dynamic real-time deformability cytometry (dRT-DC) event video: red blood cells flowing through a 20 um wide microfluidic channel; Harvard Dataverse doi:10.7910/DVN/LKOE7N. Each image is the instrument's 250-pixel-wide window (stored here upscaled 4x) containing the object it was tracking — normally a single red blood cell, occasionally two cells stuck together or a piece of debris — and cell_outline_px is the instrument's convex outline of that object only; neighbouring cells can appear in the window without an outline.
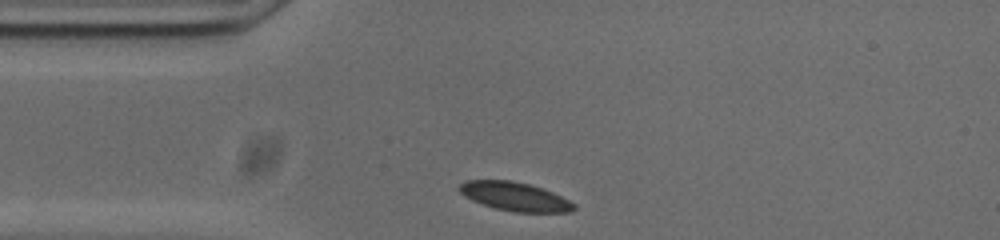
{"species": "common noctule bat (a hibernating species)", "species_latin": "Nyctalus noctula", "temperature_condition": "cold", "stored_images_in_passage": 31, "camera_frame_rate_fps": 3000, "um_per_image_px": 0.085, "animal": {"sex": "male", "body_mass_g": 20.0, "forearm_length_mm": 53.3}, "frame": {"image": 1, "passage_image": 1, "time_ms": 0.0, "image_size_px": [1000, 240], "cell_outline_px": [[576, 208], [572, 212], [512, 212], [496, 208], [472, 200], [464, 196], [456, 188], [464, 180], [512, 180], [528, 184], [552, 192], [576, 204]], "centroid_in_image_um": [43.74, 16.7], "position_along_channel_um": 41.3, "area_um2": 19.13}}
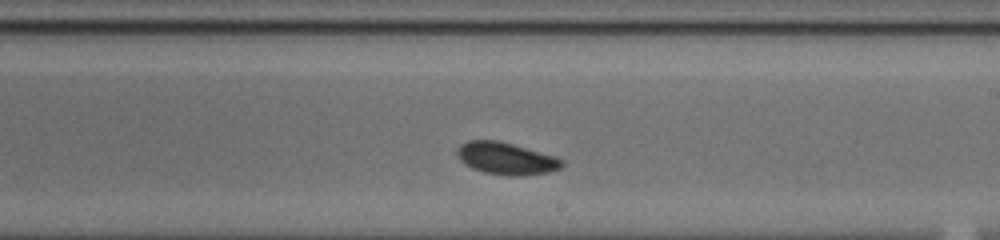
{"frame": {"image": 2, "passage_image": 19, "time_ms": 6.0, "image_size_px": [1000, 240], "cell_outline_px": [[564, 164], [560, 168], [548, 172], [524, 176], [508, 176], [484, 172], [472, 168], [464, 164], [456, 156], [456, 148], [460, 144], [468, 140], [496, 140], [512, 144], [556, 156], [564, 160]], "centroid_in_image_um": [43.0, 13.47], "position_along_channel_um": 246.0, "area_um2": 19.83}}
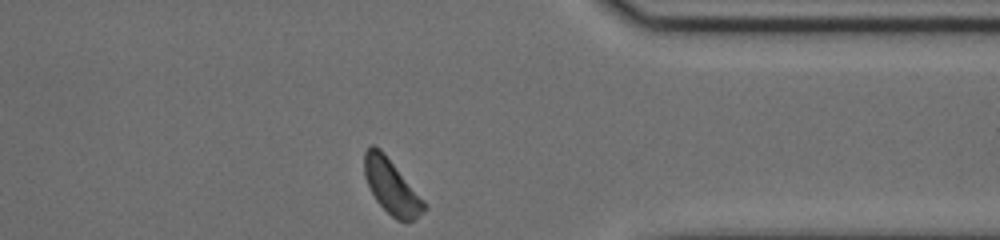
{"frame": {"image": 3, "passage_image": 31, "time_ms": 10.0, "image_size_px": [1000, 240], "cell_outline_px": [[428, 208], [424, 212], [408, 224], [396, 220], [376, 200], [364, 176], [364, 152], [372, 144], [380, 148], [384, 152], [424, 200]], "centroid_in_image_um": [33.3, 15.89], "position_along_channel_um": 378.1, "area_um2": 19.07}, "authors_computed_cell_mechanics": {"area_um2": 19.2474, "velocity_mm_per_s": 3.6705, "shape_relaxation_time_tau1_ms": 1.8971, "shape_relaxation_time_tau2_ms": null, "deformation_change_tau1": 0.0531, "deformation_change_tau2": null}}